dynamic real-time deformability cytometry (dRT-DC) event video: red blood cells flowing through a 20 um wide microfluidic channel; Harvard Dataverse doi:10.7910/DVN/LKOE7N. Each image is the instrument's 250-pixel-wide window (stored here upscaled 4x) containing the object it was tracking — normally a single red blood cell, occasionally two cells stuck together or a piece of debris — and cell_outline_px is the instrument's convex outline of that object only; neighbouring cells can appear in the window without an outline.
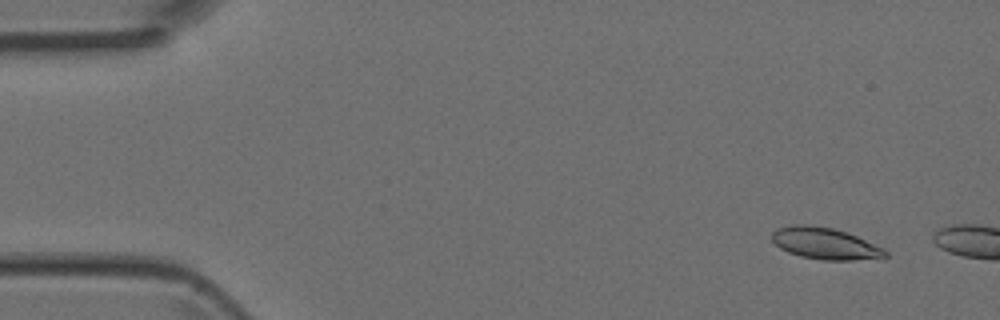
{"species": "Egyptian fruit bat (a non-hibernating species)", "species_latin": "Rousettus aegyptiacus", "temperature_condition": "room temperature", "stored_images_in_passage": 6, "camera_frame_rate_fps": 3000, "um_per_image_px": 0.085, "animal": {"sex": "female"}, "frame": {"image": 1, "passage_image": 3, "time_ms": 0.667, "image_size_px": [1000, 320], "cell_outline_px": [[888, 256], [852, 260], [824, 260], [800, 256], [788, 252], [780, 248], [772, 240], [772, 232], [776, 228], [792, 224], [804, 224], [832, 228], [856, 236], [884, 248], [888, 252]], "centroid_in_image_um": [70.09, 20.69], "position_along_channel_um": 14.9, "area_um2": 20.69}}